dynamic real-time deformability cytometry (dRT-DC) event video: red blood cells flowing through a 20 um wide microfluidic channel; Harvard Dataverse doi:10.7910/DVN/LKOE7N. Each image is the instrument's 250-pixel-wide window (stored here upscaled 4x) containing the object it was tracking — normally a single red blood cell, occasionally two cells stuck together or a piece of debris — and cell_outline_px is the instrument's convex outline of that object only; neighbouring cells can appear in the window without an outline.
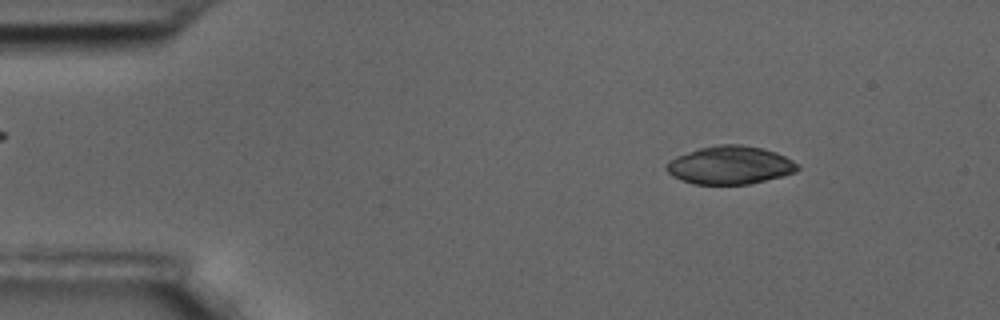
{"species": "common noctule bat (a hibernating species)", "species_latin": "Nyctalus noctula", "temperature_condition": "room temperature", "stored_images_in_passage": 57, "camera_frame_rate_fps": 3000, "um_per_image_px": 0.085, "animal": {"sex": "male", "body_mass_g": 17.5, "forearm_length_mm": 52.3}, "frame": {"image": 1, "passage_image": 7, "time_ms": 2.0, "image_size_px": [1000, 320], "cell_outline_px": [[800, 168], [796, 172], [748, 184], [692, 184], [680, 180], [672, 176], [664, 168], [664, 164], [668, 160], [676, 156], [700, 148], [716, 144], [740, 144], [764, 148], [776, 152], [800, 164]], "centroid_in_image_um": [62.02, 14.03], "position_along_channel_um": 23.0, "area_um2": 29.36}}
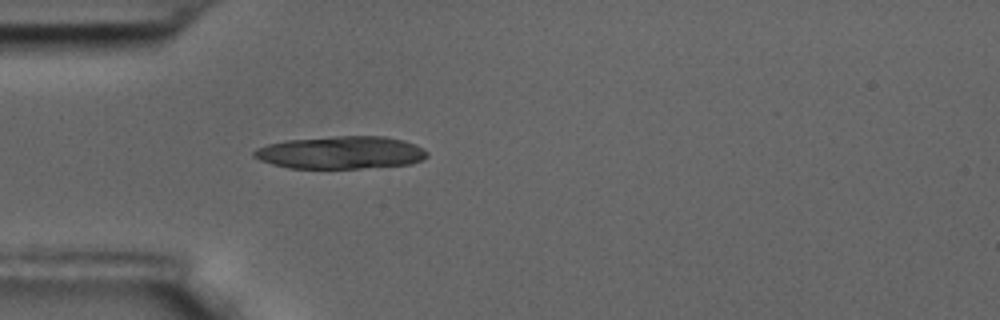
{"frame": {"image": 2, "passage_image": 16, "time_ms": 5.0, "image_size_px": [1000, 320], "cell_outline_px": [[428, 156], [424, 160], [412, 164], [360, 168], [288, 168], [272, 164], [260, 160], [252, 156], [252, 152], [256, 148], [268, 144], [284, 140], [336, 136], [384, 136], [404, 140], [424, 148], [428, 152]], "centroid_in_image_um": [28.98, 12.96], "position_along_channel_um": 56.0, "area_um2": 33.23}}